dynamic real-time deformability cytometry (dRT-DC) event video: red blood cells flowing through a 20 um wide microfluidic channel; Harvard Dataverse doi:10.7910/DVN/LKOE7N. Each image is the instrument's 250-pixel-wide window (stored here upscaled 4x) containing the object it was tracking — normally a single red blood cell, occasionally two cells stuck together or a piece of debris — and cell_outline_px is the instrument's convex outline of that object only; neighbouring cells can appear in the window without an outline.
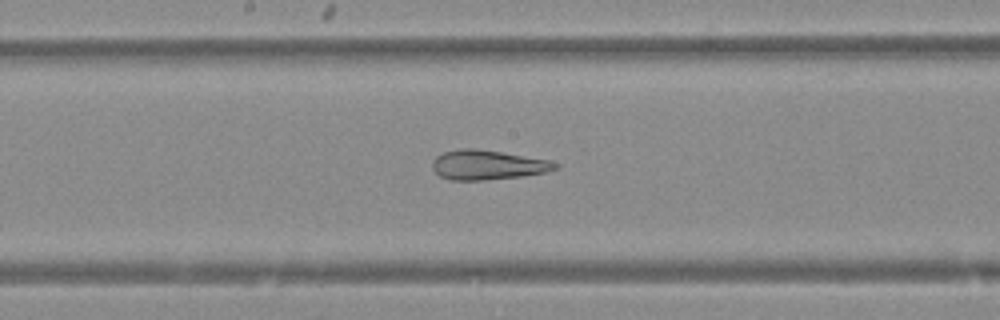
{"species": "Egyptian fruit bat (a non-hibernating species)", "species_latin": "Rousettus aegyptiacus", "temperature_condition": "warm", "stored_images_in_passage": 39, "camera_frame_rate_fps": 3000, "um_per_image_px": 0.085, "animal": {"sex": "female"}, "frame": {"image": 1, "passage_image": 24, "time_ms": 7.667, "image_size_px": [1000, 320], "cell_outline_px": [[560, 168], [544, 172], [520, 176], [484, 180], [452, 180], [440, 176], [432, 168], [432, 160], [436, 156], [444, 152], [460, 148], [476, 148], [548, 160], [560, 164]], "centroid_in_image_um": [41.42, 14.01], "position_along_channel_um": 206.8, "area_um2": 21.04}}
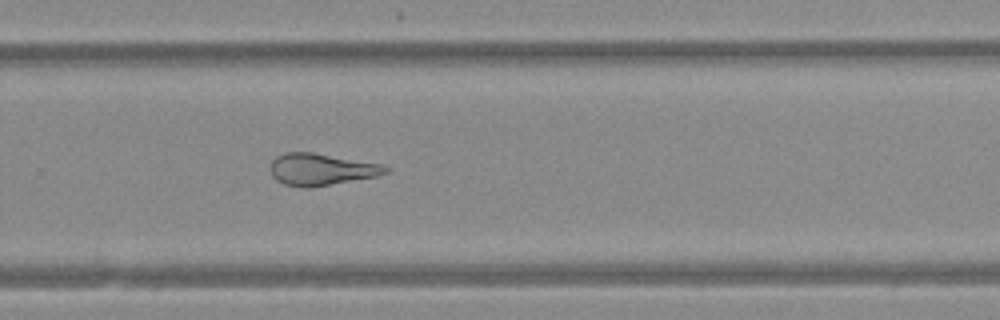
{"frame": {"image": 2, "passage_image": 31, "time_ms": 10.0, "image_size_px": [1000, 320], "cell_outline_px": [[392, 168], [388, 172], [376, 176], [312, 188], [304, 188], [284, 184], [276, 180], [272, 176], [272, 160], [276, 156], [284, 152], [312, 152], [380, 164]], "centroid_in_image_um": [27.3, 14.4], "position_along_channel_um": 302.5, "area_um2": 21.33}}
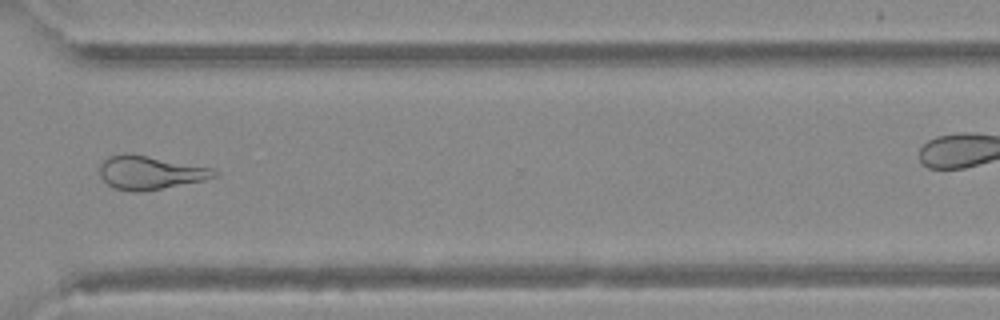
{"frame": {"image": 3, "passage_image": 35, "time_ms": 11.333, "image_size_px": [1000, 320], "cell_outline_px": [[216, 176], [204, 180], [140, 192], [136, 192], [116, 188], [108, 184], [100, 176], [100, 164], [108, 156], [124, 152], [128, 152], [216, 168]], "centroid_in_image_um": [12.76, 14.64], "position_along_channel_um": 357.8, "area_um2": 22.43}}